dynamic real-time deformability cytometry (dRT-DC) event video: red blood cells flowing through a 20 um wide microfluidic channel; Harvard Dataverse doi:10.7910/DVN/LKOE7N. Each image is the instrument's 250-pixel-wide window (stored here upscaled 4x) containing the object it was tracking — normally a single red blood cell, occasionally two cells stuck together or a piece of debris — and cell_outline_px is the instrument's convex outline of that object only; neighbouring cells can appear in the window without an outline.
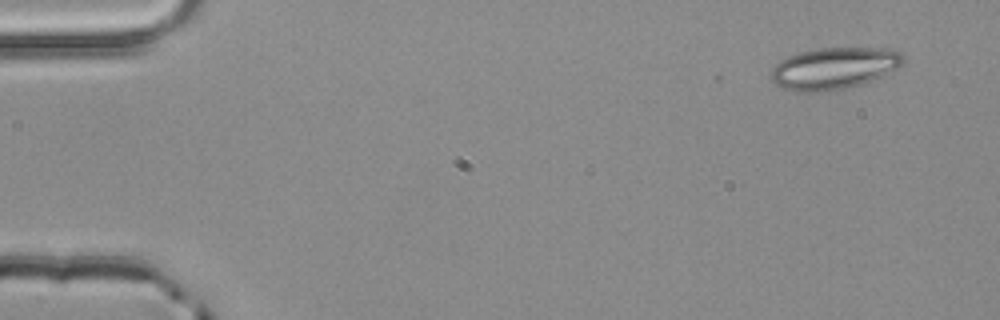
{"species": "common noctule bat (a hibernating species)", "species_latin": "Nyctalus noctula", "temperature_condition": "room temperature", "stored_images_in_passage": 3, "camera_frame_rate_fps": 3000, "um_per_image_px": 0.085, "animal": {"sex": "male", "body_mass_g": 20.4}, "frame": {"image": 1, "passage_image": 1, "time_ms": 0.0, "image_size_px": [1000, 320], "cell_outline_px": [[904, 64], [884, 76], [860, 84], [828, 92], [804, 92], [784, 88], [776, 84], [772, 80], [772, 68], [780, 60], [788, 56], [800, 52], [820, 48], [896, 48], [904, 56]], "centroid_in_image_um": [70.95, 5.79], "position_along_channel_um": 14.0, "area_um2": 32.31}}